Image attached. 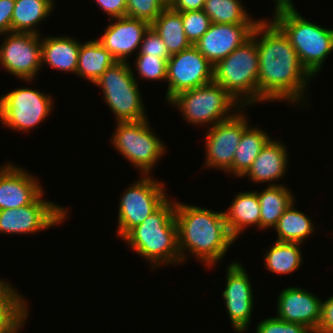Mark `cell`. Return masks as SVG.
I'll return each instance as SVG.
<instances>
[{"instance_id": "1", "label": "cell", "mask_w": 333, "mask_h": 333, "mask_svg": "<svg viewBox=\"0 0 333 333\" xmlns=\"http://www.w3.org/2000/svg\"><path fill=\"white\" fill-rule=\"evenodd\" d=\"M252 35L259 55L258 103L287 100L297 105L302 102L313 77L301 64L288 37L272 20L262 18Z\"/></svg>"}, {"instance_id": "2", "label": "cell", "mask_w": 333, "mask_h": 333, "mask_svg": "<svg viewBox=\"0 0 333 333\" xmlns=\"http://www.w3.org/2000/svg\"><path fill=\"white\" fill-rule=\"evenodd\" d=\"M175 220L181 263L189 250L207 267L214 266L236 241L228 231L224 212L175 202Z\"/></svg>"}, {"instance_id": "3", "label": "cell", "mask_w": 333, "mask_h": 333, "mask_svg": "<svg viewBox=\"0 0 333 333\" xmlns=\"http://www.w3.org/2000/svg\"><path fill=\"white\" fill-rule=\"evenodd\" d=\"M273 22L288 37L301 64L315 77L326 57L333 51V29L323 28L304 19L292 0H274Z\"/></svg>"}, {"instance_id": "4", "label": "cell", "mask_w": 333, "mask_h": 333, "mask_svg": "<svg viewBox=\"0 0 333 333\" xmlns=\"http://www.w3.org/2000/svg\"><path fill=\"white\" fill-rule=\"evenodd\" d=\"M168 198L124 238L153 268L181 263L178 251L175 202Z\"/></svg>"}, {"instance_id": "5", "label": "cell", "mask_w": 333, "mask_h": 333, "mask_svg": "<svg viewBox=\"0 0 333 333\" xmlns=\"http://www.w3.org/2000/svg\"><path fill=\"white\" fill-rule=\"evenodd\" d=\"M259 55L251 37L214 65L213 81L221 85L242 107L258 102Z\"/></svg>"}, {"instance_id": "6", "label": "cell", "mask_w": 333, "mask_h": 333, "mask_svg": "<svg viewBox=\"0 0 333 333\" xmlns=\"http://www.w3.org/2000/svg\"><path fill=\"white\" fill-rule=\"evenodd\" d=\"M168 103L178 107L181 115L192 125L211 126L233 117L240 111L241 104L221 85L212 81L201 87L182 91L171 98ZM239 106V107H237Z\"/></svg>"}, {"instance_id": "7", "label": "cell", "mask_w": 333, "mask_h": 333, "mask_svg": "<svg viewBox=\"0 0 333 333\" xmlns=\"http://www.w3.org/2000/svg\"><path fill=\"white\" fill-rule=\"evenodd\" d=\"M130 66L128 61H116L94 83L102 88L103 98L117 122L147 119L138 81Z\"/></svg>"}, {"instance_id": "8", "label": "cell", "mask_w": 333, "mask_h": 333, "mask_svg": "<svg viewBox=\"0 0 333 333\" xmlns=\"http://www.w3.org/2000/svg\"><path fill=\"white\" fill-rule=\"evenodd\" d=\"M148 118L139 121L117 122L112 143L142 175L150 171L165 152V144L151 131Z\"/></svg>"}, {"instance_id": "9", "label": "cell", "mask_w": 333, "mask_h": 333, "mask_svg": "<svg viewBox=\"0 0 333 333\" xmlns=\"http://www.w3.org/2000/svg\"><path fill=\"white\" fill-rule=\"evenodd\" d=\"M52 95L31 88H17L0 97V121L10 129L29 131L48 117Z\"/></svg>"}, {"instance_id": "10", "label": "cell", "mask_w": 333, "mask_h": 333, "mask_svg": "<svg viewBox=\"0 0 333 333\" xmlns=\"http://www.w3.org/2000/svg\"><path fill=\"white\" fill-rule=\"evenodd\" d=\"M139 179L124 191L118 205L117 234L121 239L168 198L163 183L148 175H142Z\"/></svg>"}, {"instance_id": "11", "label": "cell", "mask_w": 333, "mask_h": 333, "mask_svg": "<svg viewBox=\"0 0 333 333\" xmlns=\"http://www.w3.org/2000/svg\"><path fill=\"white\" fill-rule=\"evenodd\" d=\"M44 191L29 205L0 210V232L5 234H33L61 224L67 209L42 198Z\"/></svg>"}, {"instance_id": "12", "label": "cell", "mask_w": 333, "mask_h": 333, "mask_svg": "<svg viewBox=\"0 0 333 333\" xmlns=\"http://www.w3.org/2000/svg\"><path fill=\"white\" fill-rule=\"evenodd\" d=\"M213 69L214 66L194 45L171 55L167 61L166 102L182 91L212 82Z\"/></svg>"}, {"instance_id": "13", "label": "cell", "mask_w": 333, "mask_h": 333, "mask_svg": "<svg viewBox=\"0 0 333 333\" xmlns=\"http://www.w3.org/2000/svg\"><path fill=\"white\" fill-rule=\"evenodd\" d=\"M0 46V66L18 79L33 81L42 67L40 35L9 32Z\"/></svg>"}, {"instance_id": "14", "label": "cell", "mask_w": 333, "mask_h": 333, "mask_svg": "<svg viewBox=\"0 0 333 333\" xmlns=\"http://www.w3.org/2000/svg\"><path fill=\"white\" fill-rule=\"evenodd\" d=\"M242 112L222 122L208 127L205 135V167L222 169L227 172L233 164L234 155L243 131L249 126Z\"/></svg>"}, {"instance_id": "15", "label": "cell", "mask_w": 333, "mask_h": 333, "mask_svg": "<svg viewBox=\"0 0 333 333\" xmlns=\"http://www.w3.org/2000/svg\"><path fill=\"white\" fill-rule=\"evenodd\" d=\"M226 285L222 293L232 326L237 333L248 329L254 298L253 288L242 263L232 262L227 267Z\"/></svg>"}, {"instance_id": "16", "label": "cell", "mask_w": 333, "mask_h": 333, "mask_svg": "<svg viewBox=\"0 0 333 333\" xmlns=\"http://www.w3.org/2000/svg\"><path fill=\"white\" fill-rule=\"evenodd\" d=\"M276 318L303 324L313 333L317 332L321 321L322 300L305 289L288 287L283 289L277 300Z\"/></svg>"}, {"instance_id": "17", "label": "cell", "mask_w": 333, "mask_h": 333, "mask_svg": "<svg viewBox=\"0 0 333 333\" xmlns=\"http://www.w3.org/2000/svg\"><path fill=\"white\" fill-rule=\"evenodd\" d=\"M255 25L211 23L194 46L214 66L246 42L251 37Z\"/></svg>"}, {"instance_id": "18", "label": "cell", "mask_w": 333, "mask_h": 333, "mask_svg": "<svg viewBox=\"0 0 333 333\" xmlns=\"http://www.w3.org/2000/svg\"><path fill=\"white\" fill-rule=\"evenodd\" d=\"M38 181L12 163L0 167V210L31 204L43 192Z\"/></svg>"}, {"instance_id": "19", "label": "cell", "mask_w": 333, "mask_h": 333, "mask_svg": "<svg viewBox=\"0 0 333 333\" xmlns=\"http://www.w3.org/2000/svg\"><path fill=\"white\" fill-rule=\"evenodd\" d=\"M115 20V23H112ZM105 33L97 39L118 62H127L135 50H139L143 36L150 27L146 21L120 17L112 18Z\"/></svg>"}, {"instance_id": "20", "label": "cell", "mask_w": 333, "mask_h": 333, "mask_svg": "<svg viewBox=\"0 0 333 333\" xmlns=\"http://www.w3.org/2000/svg\"><path fill=\"white\" fill-rule=\"evenodd\" d=\"M286 149L280 140L272 138L242 177L247 176L256 183H274L275 180L282 179L286 175L289 161Z\"/></svg>"}, {"instance_id": "21", "label": "cell", "mask_w": 333, "mask_h": 333, "mask_svg": "<svg viewBox=\"0 0 333 333\" xmlns=\"http://www.w3.org/2000/svg\"><path fill=\"white\" fill-rule=\"evenodd\" d=\"M71 37L47 36L41 39V62L52 69L76 74L80 42Z\"/></svg>"}, {"instance_id": "22", "label": "cell", "mask_w": 333, "mask_h": 333, "mask_svg": "<svg viewBox=\"0 0 333 333\" xmlns=\"http://www.w3.org/2000/svg\"><path fill=\"white\" fill-rule=\"evenodd\" d=\"M224 214L228 231L235 240L250 225L260 228V203L257 191H245L235 195Z\"/></svg>"}, {"instance_id": "23", "label": "cell", "mask_w": 333, "mask_h": 333, "mask_svg": "<svg viewBox=\"0 0 333 333\" xmlns=\"http://www.w3.org/2000/svg\"><path fill=\"white\" fill-rule=\"evenodd\" d=\"M292 192L283 184H269L257 191L260 203V229L274 228L284 211L294 202Z\"/></svg>"}, {"instance_id": "24", "label": "cell", "mask_w": 333, "mask_h": 333, "mask_svg": "<svg viewBox=\"0 0 333 333\" xmlns=\"http://www.w3.org/2000/svg\"><path fill=\"white\" fill-rule=\"evenodd\" d=\"M115 62L111 53L97 39L89 40L80 44L76 75L94 84Z\"/></svg>"}, {"instance_id": "25", "label": "cell", "mask_w": 333, "mask_h": 333, "mask_svg": "<svg viewBox=\"0 0 333 333\" xmlns=\"http://www.w3.org/2000/svg\"><path fill=\"white\" fill-rule=\"evenodd\" d=\"M54 0H15L12 13V32L39 35L35 26L54 10Z\"/></svg>"}, {"instance_id": "26", "label": "cell", "mask_w": 333, "mask_h": 333, "mask_svg": "<svg viewBox=\"0 0 333 333\" xmlns=\"http://www.w3.org/2000/svg\"><path fill=\"white\" fill-rule=\"evenodd\" d=\"M270 140L266 132L260 128L249 125L243 131L240 143L234 155L232 167L227 173L231 172L236 177H242Z\"/></svg>"}, {"instance_id": "27", "label": "cell", "mask_w": 333, "mask_h": 333, "mask_svg": "<svg viewBox=\"0 0 333 333\" xmlns=\"http://www.w3.org/2000/svg\"><path fill=\"white\" fill-rule=\"evenodd\" d=\"M150 26L161 37L170 55L191 46L185 36L181 12L173 10L169 5Z\"/></svg>"}, {"instance_id": "28", "label": "cell", "mask_w": 333, "mask_h": 333, "mask_svg": "<svg viewBox=\"0 0 333 333\" xmlns=\"http://www.w3.org/2000/svg\"><path fill=\"white\" fill-rule=\"evenodd\" d=\"M293 202L282 214L274 229L277 241L300 243L314 232V224L304 212L296 210Z\"/></svg>"}, {"instance_id": "29", "label": "cell", "mask_w": 333, "mask_h": 333, "mask_svg": "<svg viewBox=\"0 0 333 333\" xmlns=\"http://www.w3.org/2000/svg\"><path fill=\"white\" fill-rule=\"evenodd\" d=\"M300 243L275 241L264 255L265 267L273 273L290 274L302 261Z\"/></svg>"}, {"instance_id": "30", "label": "cell", "mask_w": 333, "mask_h": 333, "mask_svg": "<svg viewBox=\"0 0 333 333\" xmlns=\"http://www.w3.org/2000/svg\"><path fill=\"white\" fill-rule=\"evenodd\" d=\"M239 0H205L203 11L211 23L218 24H257L252 20Z\"/></svg>"}, {"instance_id": "31", "label": "cell", "mask_w": 333, "mask_h": 333, "mask_svg": "<svg viewBox=\"0 0 333 333\" xmlns=\"http://www.w3.org/2000/svg\"><path fill=\"white\" fill-rule=\"evenodd\" d=\"M10 285L0 279V316H28L25 299Z\"/></svg>"}, {"instance_id": "32", "label": "cell", "mask_w": 333, "mask_h": 333, "mask_svg": "<svg viewBox=\"0 0 333 333\" xmlns=\"http://www.w3.org/2000/svg\"><path fill=\"white\" fill-rule=\"evenodd\" d=\"M167 6L165 0H127L126 16L151 25Z\"/></svg>"}, {"instance_id": "33", "label": "cell", "mask_w": 333, "mask_h": 333, "mask_svg": "<svg viewBox=\"0 0 333 333\" xmlns=\"http://www.w3.org/2000/svg\"><path fill=\"white\" fill-rule=\"evenodd\" d=\"M181 18L185 36L191 45H195L211 25L210 18L203 10L181 12Z\"/></svg>"}, {"instance_id": "34", "label": "cell", "mask_w": 333, "mask_h": 333, "mask_svg": "<svg viewBox=\"0 0 333 333\" xmlns=\"http://www.w3.org/2000/svg\"><path fill=\"white\" fill-rule=\"evenodd\" d=\"M138 55L135 60V67L138 75L147 80H165L167 78V61L158 56L146 54Z\"/></svg>"}, {"instance_id": "35", "label": "cell", "mask_w": 333, "mask_h": 333, "mask_svg": "<svg viewBox=\"0 0 333 333\" xmlns=\"http://www.w3.org/2000/svg\"><path fill=\"white\" fill-rule=\"evenodd\" d=\"M256 333H313L303 324L286 322L276 317H269L259 322Z\"/></svg>"}, {"instance_id": "36", "label": "cell", "mask_w": 333, "mask_h": 333, "mask_svg": "<svg viewBox=\"0 0 333 333\" xmlns=\"http://www.w3.org/2000/svg\"><path fill=\"white\" fill-rule=\"evenodd\" d=\"M138 54L158 56L166 61L171 57L165 43L151 26L143 36Z\"/></svg>"}, {"instance_id": "37", "label": "cell", "mask_w": 333, "mask_h": 333, "mask_svg": "<svg viewBox=\"0 0 333 333\" xmlns=\"http://www.w3.org/2000/svg\"><path fill=\"white\" fill-rule=\"evenodd\" d=\"M15 0H0V35L12 32V13Z\"/></svg>"}, {"instance_id": "38", "label": "cell", "mask_w": 333, "mask_h": 333, "mask_svg": "<svg viewBox=\"0 0 333 333\" xmlns=\"http://www.w3.org/2000/svg\"><path fill=\"white\" fill-rule=\"evenodd\" d=\"M316 333H333V296L322 302L321 321Z\"/></svg>"}, {"instance_id": "39", "label": "cell", "mask_w": 333, "mask_h": 333, "mask_svg": "<svg viewBox=\"0 0 333 333\" xmlns=\"http://www.w3.org/2000/svg\"><path fill=\"white\" fill-rule=\"evenodd\" d=\"M111 18L126 16L127 0H95Z\"/></svg>"}, {"instance_id": "40", "label": "cell", "mask_w": 333, "mask_h": 333, "mask_svg": "<svg viewBox=\"0 0 333 333\" xmlns=\"http://www.w3.org/2000/svg\"><path fill=\"white\" fill-rule=\"evenodd\" d=\"M205 0H170L168 5L175 11L186 12L202 10Z\"/></svg>"}, {"instance_id": "41", "label": "cell", "mask_w": 333, "mask_h": 333, "mask_svg": "<svg viewBox=\"0 0 333 333\" xmlns=\"http://www.w3.org/2000/svg\"><path fill=\"white\" fill-rule=\"evenodd\" d=\"M28 316H0V333H13Z\"/></svg>"}, {"instance_id": "42", "label": "cell", "mask_w": 333, "mask_h": 333, "mask_svg": "<svg viewBox=\"0 0 333 333\" xmlns=\"http://www.w3.org/2000/svg\"><path fill=\"white\" fill-rule=\"evenodd\" d=\"M24 323H25V321L13 333H17L19 331V329H21L22 326L25 325Z\"/></svg>"}]
</instances>
